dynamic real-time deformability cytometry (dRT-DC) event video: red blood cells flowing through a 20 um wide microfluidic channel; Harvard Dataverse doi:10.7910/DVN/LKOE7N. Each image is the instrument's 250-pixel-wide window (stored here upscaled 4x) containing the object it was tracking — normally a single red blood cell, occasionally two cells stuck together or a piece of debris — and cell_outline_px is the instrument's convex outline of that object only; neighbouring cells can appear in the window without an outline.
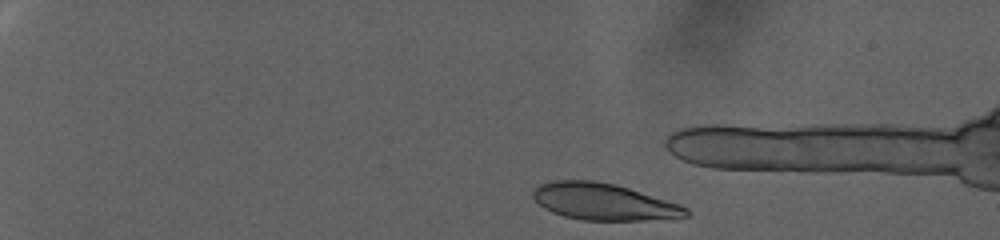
{"species": "human", "species_latin": "Homo sapiens", "temperature_condition": "warm", "stored_images_in_passage": 73, "camera_frame_rate_fps": 3000, "um_per_image_px": 0.085, "donor": {"sex": "female"}, "frame": {"image": 1, "passage_image": 4, "time_ms": 1.0, "image_size_px": [1000, 240], "cell_outline_px": [[692, 212], [688, 216], [672, 220], [580, 220], [564, 216], [552, 212], [544, 208], [532, 196], [532, 192], [540, 184], [552, 180], [592, 180], [616, 184], [680, 204], [688, 208]], "centroid_in_image_um": [51.38, 17.16], "position_along_channel_um": 33.6, "area_um2": 33.12}}
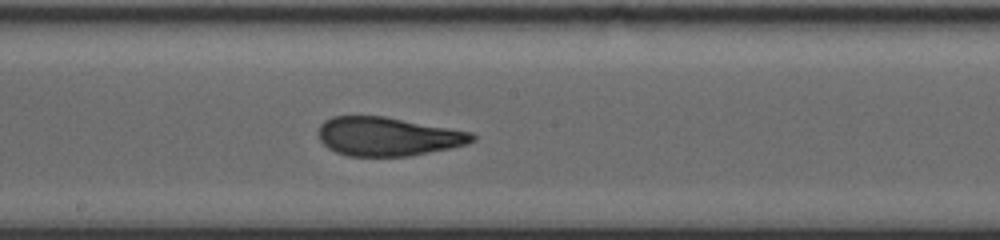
{"frame": {"image": 2, "passage_image": 44, "time_ms": 14.333, "image_size_px": [1000, 240], "cell_outline_px": [[476, 140], [468, 144], [452, 148], [408, 156], [348, 156], [336, 152], [328, 148], [320, 140], [316, 132], [320, 124], [324, 120], [332, 116], [384, 116], [472, 132], [476, 136]], "centroid_in_image_um": [32.95, 11.6], "position_along_channel_um": 215.2, "area_um2": 34.97}}
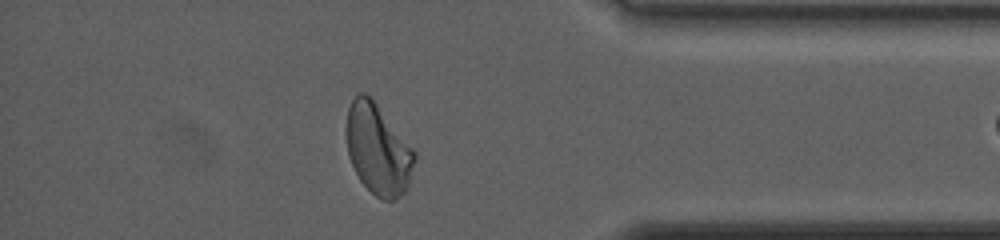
{"frame": {"image": 3, "passage_image": 71, "time_ms": 23.333, "image_size_px": [1000, 240], "cell_outline_px": [[416, 160], [408, 184], [404, 192], [400, 196], [392, 200], [380, 200], [360, 180], [348, 156], [344, 132], [344, 128], [348, 108], [352, 100], [360, 92], [364, 92], [376, 104], [416, 152]], "centroid_in_image_um": [32.1, 12.7], "position_along_channel_um": 403.1, "area_um2": 35.84}}